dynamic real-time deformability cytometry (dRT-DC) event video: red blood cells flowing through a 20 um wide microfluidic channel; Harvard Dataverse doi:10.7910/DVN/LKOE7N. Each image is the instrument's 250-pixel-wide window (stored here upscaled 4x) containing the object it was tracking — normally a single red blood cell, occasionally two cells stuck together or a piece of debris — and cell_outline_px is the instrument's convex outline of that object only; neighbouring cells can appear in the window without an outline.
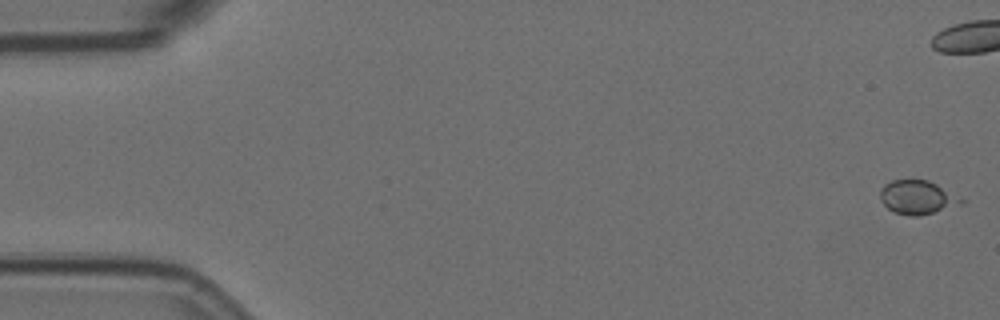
{"species": "Egyptian fruit bat (a non-hibernating species)", "species_latin": "Rousettus aegyptiacus", "temperature_condition": "room temperature", "stored_images_in_passage": 8, "camera_frame_rate_fps": 3000, "um_per_image_px": 0.085, "animal": {"sex": "female"}, "frame": {"image": 1, "passage_image": 1, "time_ms": 0.0, "image_size_px": [1000, 320], "cell_outline_px": [[952, 200], [948, 204], [932, 212], [920, 216], [908, 216], [896, 212], [888, 208], [880, 200], [880, 188], [884, 184], [892, 180], [928, 180], [936, 184]], "centroid_in_image_um": [77.62, 16.74], "position_along_channel_um": 7.4, "area_um2": 14.22}}
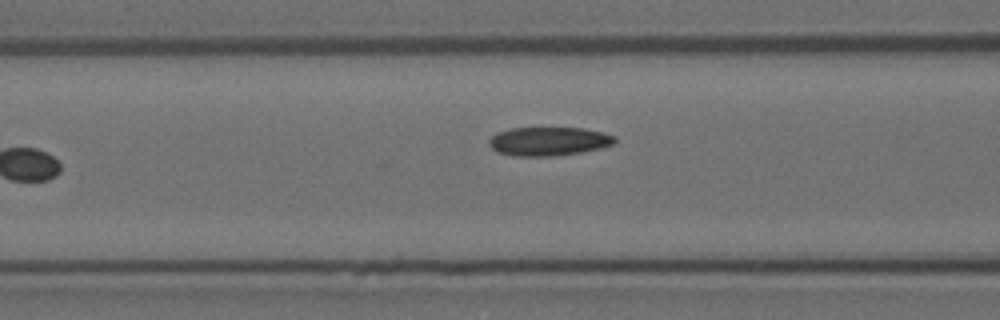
{"frame": {"image": 2, "passage_image": 8, "time_ms": 2.333, "image_size_px": [1000, 320], "cell_outline_px": [[616, 140], [612, 144], [600, 148], [580, 152], [552, 156], [512, 156], [496, 152], [488, 144], [488, 140], [496, 132], [512, 128], [584, 128], [604, 132], [616, 136]], "centroid_in_image_um": [46.61, 12.01], "position_along_channel_um": 120.0, "area_um2": 21.15}}